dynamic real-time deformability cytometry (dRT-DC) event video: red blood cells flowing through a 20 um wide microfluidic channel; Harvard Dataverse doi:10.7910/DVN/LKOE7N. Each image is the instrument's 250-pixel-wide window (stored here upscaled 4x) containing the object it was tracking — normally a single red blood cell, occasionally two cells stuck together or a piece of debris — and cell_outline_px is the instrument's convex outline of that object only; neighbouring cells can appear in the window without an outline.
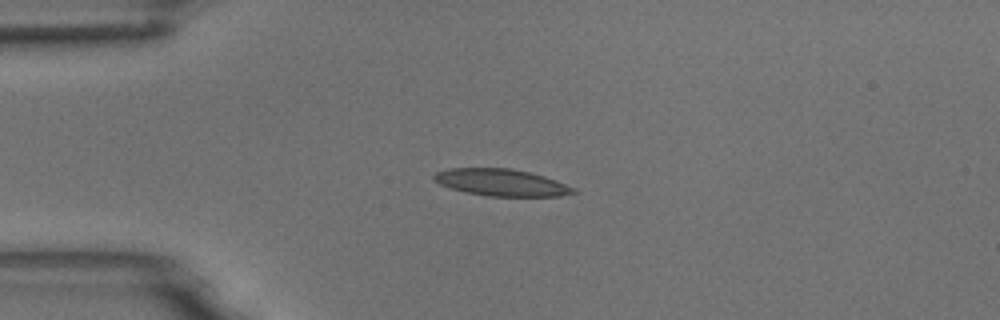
{"species": "common noctule bat (a hibernating species)", "species_latin": "Nyctalus noctula", "temperature_condition": "room temperature", "stored_images_in_passage": 4, "camera_frame_rate_fps": 3000, "um_per_image_px": 0.085, "animal": {"sex": "male", "body_mass_g": 18.8}, "frame": {"image": 1, "passage_image": 3, "time_ms": 0.667, "image_size_px": [1000, 320], "cell_outline_px": [[580, 192], [560, 196], [488, 196], [468, 192], [452, 188], [440, 184], [432, 180], [432, 176], [436, 172], [448, 168], [512, 168], [544, 176], [556, 180], [576, 188]], "centroid_in_image_um": [42.64, 15.51], "position_along_channel_um": 42.4, "area_um2": 21.91}}